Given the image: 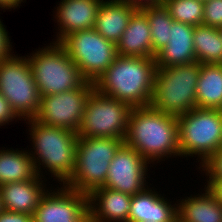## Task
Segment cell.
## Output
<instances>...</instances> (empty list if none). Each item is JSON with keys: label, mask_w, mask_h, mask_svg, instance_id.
Listing matches in <instances>:
<instances>
[{"label": "cell", "mask_w": 222, "mask_h": 222, "mask_svg": "<svg viewBox=\"0 0 222 222\" xmlns=\"http://www.w3.org/2000/svg\"><path fill=\"white\" fill-rule=\"evenodd\" d=\"M177 116L151 105L134 107L129 116L124 144L135 149L152 166L180 157Z\"/></svg>", "instance_id": "obj_1"}, {"label": "cell", "mask_w": 222, "mask_h": 222, "mask_svg": "<svg viewBox=\"0 0 222 222\" xmlns=\"http://www.w3.org/2000/svg\"><path fill=\"white\" fill-rule=\"evenodd\" d=\"M24 121L28 126L29 142L32 141L29 145L32 148L28 147L27 150L34 161L37 174L43 179L49 175L48 180L53 178L52 182L65 185L72 177L75 167L77 133L44 125L34 119Z\"/></svg>", "instance_id": "obj_2"}, {"label": "cell", "mask_w": 222, "mask_h": 222, "mask_svg": "<svg viewBox=\"0 0 222 222\" xmlns=\"http://www.w3.org/2000/svg\"><path fill=\"white\" fill-rule=\"evenodd\" d=\"M156 69L155 58L118 55L94 83L95 89L132 108L148 106L154 92Z\"/></svg>", "instance_id": "obj_3"}, {"label": "cell", "mask_w": 222, "mask_h": 222, "mask_svg": "<svg viewBox=\"0 0 222 222\" xmlns=\"http://www.w3.org/2000/svg\"><path fill=\"white\" fill-rule=\"evenodd\" d=\"M26 56L41 97L75 90L87 82L57 42L51 41Z\"/></svg>", "instance_id": "obj_4"}, {"label": "cell", "mask_w": 222, "mask_h": 222, "mask_svg": "<svg viewBox=\"0 0 222 222\" xmlns=\"http://www.w3.org/2000/svg\"><path fill=\"white\" fill-rule=\"evenodd\" d=\"M199 62L157 68L151 106L166 114L179 116L196 108Z\"/></svg>", "instance_id": "obj_5"}, {"label": "cell", "mask_w": 222, "mask_h": 222, "mask_svg": "<svg viewBox=\"0 0 222 222\" xmlns=\"http://www.w3.org/2000/svg\"><path fill=\"white\" fill-rule=\"evenodd\" d=\"M124 144L123 139L108 137L78 138L75 167L67 188L89 195L106 182L110 162Z\"/></svg>", "instance_id": "obj_6"}, {"label": "cell", "mask_w": 222, "mask_h": 222, "mask_svg": "<svg viewBox=\"0 0 222 222\" xmlns=\"http://www.w3.org/2000/svg\"><path fill=\"white\" fill-rule=\"evenodd\" d=\"M180 157L200 167L222 147V110L194 108L177 116Z\"/></svg>", "instance_id": "obj_7"}, {"label": "cell", "mask_w": 222, "mask_h": 222, "mask_svg": "<svg viewBox=\"0 0 222 222\" xmlns=\"http://www.w3.org/2000/svg\"><path fill=\"white\" fill-rule=\"evenodd\" d=\"M15 54L0 60V93L22 119H33L41 96L33 79L27 56Z\"/></svg>", "instance_id": "obj_8"}, {"label": "cell", "mask_w": 222, "mask_h": 222, "mask_svg": "<svg viewBox=\"0 0 222 222\" xmlns=\"http://www.w3.org/2000/svg\"><path fill=\"white\" fill-rule=\"evenodd\" d=\"M132 107L96 89L88 97L78 138L108 137L125 139Z\"/></svg>", "instance_id": "obj_9"}, {"label": "cell", "mask_w": 222, "mask_h": 222, "mask_svg": "<svg viewBox=\"0 0 222 222\" xmlns=\"http://www.w3.org/2000/svg\"><path fill=\"white\" fill-rule=\"evenodd\" d=\"M59 44L80 69L82 76L92 83L118 56L116 44L104 39L95 29L73 32Z\"/></svg>", "instance_id": "obj_10"}, {"label": "cell", "mask_w": 222, "mask_h": 222, "mask_svg": "<svg viewBox=\"0 0 222 222\" xmlns=\"http://www.w3.org/2000/svg\"><path fill=\"white\" fill-rule=\"evenodd\" d=\"M95 84L87 81L83 86L41 97L40 108L33 118L38 123L78 131L88 97Z\"/></svg>", "instance_id": "obj_11"}, {"label": "cell", "mask_w": 222, "mask_h": 222, "mask_svg": "<svg viewBox=\"0 0 222 222\" xmlns=\"http://www.w3.org/2000/svg\"><path fill=\"white\" fill-rule=\"evenodd\" d=\"M53 184L35 209L34 222H89L88 195Z\"/></svg>", "instance_id": "obj_12"}, {"label": "cell", "mask_w": 222, "mask_h": 222, "mask_svg": "<svg viewBox=\"0 0 222 222\" xmlns=\"http://www.w3.org/2000/svg\"><path fill=\"white\" fill-rule=\"evenodd\" d=\"M151 167L135 149L123 144L110 162L103 187L135 195L152 186L149 179L146 180L150 177L147 172Z\"/></svg>", "instance_id": "obj_13"}, {"label": "cell", "mask_w": 222, "mask_h": 222, "mask_svg": "<svg viewBox=\"0 0 222 222\" xmlns=\"http://www.w3.org/2000/svg\"><path fill=\"white\" fill-rule=\"evenodd\" d=\"M103 0H60L53 10L57 32L52 42L59 43L65 36L94 29L96 17ZM56 19V20H55Z\"/></svg>", "instance_id": "obj_14"}, {"label": "cell", "mask_w": 222, "mask_h": 222, "mask_svg": "<svg viewBox=\"0 0 222 222\" xmlns=\"http://www.w3.org/2000/svg\"><path fill=\"white\" fill-rule=\"evenodd\" d=\"M156 190L149 185L132 195L128 222H178L177 198L173 203Z\"/></svg>", "instance_id": "obj_15"}, {"label": "cell", "mask_w": 222, "mask_h": 222, "mask_svg": "<svg viewBox=\"0 0 222 222\" xmlns=\"http://www.w3.org/2000/svg\"><path fill=\"white\" fill-rule=\"evenodd\" d=\"M131 197L110 188L95 189L88 195L89 222H128Z\"/></svg>", "instance_id": "obj_16"}, {"label": "cell", "mask_w": 222, "mask_h": 222, "mask_svg": "<svg viewBox=\"0 0 222 222\" xmlns=\"http://www.w3.org/2000/svg\"><path fill=\"white\" fill-rule=\"evenodd\" d=\"M42 179L38 175L35 179L1 185L3 209L33 215L42 196L51 187L50 181ZM46 182L50 184L47 186Z\"/></svg>", "instance_id": "obj_17"}, {"label": "cell", "mask_w": 222, "mask_h": 222, "mask_svg": "<svg viewBox=\"0 0 222 222\" xmlns=\"http://www.w3.org/2000/svg\"><path fill=\"white\" fill-rule=\"evenodd\" d=\"M193 35L194 26L173 20L167 45L155 55L156 68L196 62Z\"/></svg>", "instance_id": "obj_18"}, {"label": "cell", "mask_w": 222, "mask_h": 222, "mask_svg": "<svg viewBox=\"0 0 222 222\" xmlns=\"http://www.w3.org/2000/svg\"><path fill=\"white\" fill-rule=\"evenodd\" d=\"M198 190L177 200L178 222H222V204L216 194L205 186Z\"/></svg>", "instance_id": "obj_19"}, {"label": "cell", "mask_w": 222, "mask_h": 222, "mask_svg": "<svg viewBox=\"0 0 222 222\" xmlns=\"http://www.w3.org/2000/svg\"><path fill=\"white\" fill-rule=\"evenodd\" d=\"M119 56L153 58L152 38L147 16L138 8L116 44Z\"/></svg>", "instance_id": "obj_20"}, {"label": "cell", "mask_w": 222, "mask_h": 222, "mask_svg": "<svg viewBox=\"0 0 222 222\" xmlns=\"http://www.w3.org/2000/svg\"><path fill=\"white\" fill-rule=\"evenodd\" d=\"M138 8L120 0H103L94 29L106 40L117 44Z\"/></svg>", "instance_id": "obj_21"}, {"label": "cell", "mask_w": 222, "mask_h": 222, "mask_svg": "<svg viewBox=\"0 0 222 222\" xmlns=\"http://www.w3.org/2000/svg\"><path fill=\"white\" fill-rule=\"evenodd\" d=\"M21 149V150H20ZM0 148V186L35 179L38 174L27 147Z\"/></svg>", "instance_id": "obj_22"}, {"label": "cell", "mask_w": 222, "mask_h": 222, "mask_svg": "<svg viewBox=\"0 0 222 222\" xmlns=\"http://www.w3.org/2000/svg\"><path fill=\"white\" fill-rule=\"evenodd\" d=\"M196 108L222 110V64H201Z\"/></svg>", "instance_id": "obj_23"}, {"label": "cell", "mask_w": 222, "mask_h": 222, "mask_svg": "<svg viewBox=\"0 0 222 222\" xmlns=\"http://www.w3.org/2000/svg\"><path fill=\"white\" fill-rule=\"evenodd\" d=\"M193 44L200 64H222V37L219 28L207 25L194 27Z\"/></svg>", "instance_id": "obj_24"}, {"label": "cell", "mask_w": 222, "mask_h": 222, "mask_svg": "<svg viewBox=\"0 0 222 222\" xmlns=\"http://www.w3.org/2000/svg\"><path fill=\"white\" fill-rule=\"evenodd\" d=\"M146 16L150 25L153 58L165 47L170 39V28L173 18L162 3L139 8Z\"/></svg>", "instance_id": "obj_25"}, {"label": "cell", "mask_w": 222, "mask_h": 222, "mask_svg": "<svg viewBox=\"0 0 222 222\" xmlns=\"http://www.w3.org/2000/svg\"><path fill=\"white\" fill-rule=\"evenodd\" d=\"M161 3L176 22L194 27L203 22L204 2L198 0H161Z\"/></svg>", "instance_id": "obj_26"}, {"label": "cell", "mask_w": 222, "mask_h": 222, "mask_svg": "<svg viewBox=\"0 0 222 222\" xmlns=\"http://www.w3.org/2000/svg\"><path fill=\"white\" fill-rule=\"evenodd\" d=\"M196 169H199L200 174L203 173L202 175L206 177L205 187H208L214 180H222V147Z\"/></svg>", "instance_id": "obj_27"}, {"label": "cell", "mask_w": 222, "mask_h": 222, "mask_svg": "<svg viewBox=\"0 0 222 222\" xmlns=\"http://www.w3.org/2000/svg\"><path fill=\"white\" fill-rule=\"evenodd\" d=\"M203 13V25L214 28L222 27V0L204 2Z\"/></svg>", "instance_id": "obj_28"}, {"label": "cell", "mask_w": 222, "mask_h": 222, "mask_svg": "<svg viewBox=\"0 0 222 222\" xmlns=\"http://www.w3.org/2000/svg\"><path fill=\"white\" fill-rule=\"evenodd\" d=\"M18 120L23 121L0 93V127L12 124L13 121L18 122Z\"/></svg>", "instance_id": "obj_29"}, {"label": "cell", "mask_w": 222, "mask_h": 222, "mask_svg": "<svg viewBox=\"0 0 222 222\" xmlns=\"http://www.w3.org/2000/svg\"><path fill=\"white\" fill-rule=\"evenodd\" d=\"M9 32L6 29L2 19H0V60L11 55L14 50L12 47L11 37Z\"/></svg>", "instance_id": "obj_30"}, {"label": "cell", "mask_w": 222, "mask_h": 222, "mask_svg": "<svg viewBox=\"0 0 222 222\" xmlns=\"http://www.w3.org/2000/svg\"><path fill=\"white\" fill-rule=\"evenodd\" d=\"M0 222H34V219L33 215L27 213L3 209L0 212Z\"/></svg>", "instance_id": "obj_31"}, {"label": "cell", "mask_w": 222, "mask_h": 222, "mask_svg": "<svg viewBox=\"0 0 222 222\" xmlns=\"http://www.w3.org/2000/svg\"><path fill=\"white\" fill-rule=\"evenodd\" d=\"M26 3V0H0V10H3V13L6 12L5 10H16V8H20L21 3Z\"/></svg>", "instance_id": "obj_32"}, {"label": "cell", "mask_w": 222, "mask_h": 222, "mask_svg": "<svg viewBox=\"0 0 222 222\" xmlns=\"http://www.w3.org/2000/svg\"><path fill=\"white\" fill-rule=\"evenodd\" d=\"M131 4L137 8H142L144 6H151L161 3V0H120Z\"/></svg>", "instance_id": "obj_33"}, {"label": "cell", "mask_w": 222, "mask_h": 222, "mask_svg": "<svg viewBox=\"0 0 222 222\" xmlns=\"http://www.w3.org/2000/svg\"><path fill=\"white\" fill-rule=\"evenodd\" d=\"M222 204V180H214L209 186Z\"/></svg>", "instance_id": "obj_34"}, {"label": "cell", "mask_w": 222, "mask_h": 222, "mask_svg": "<svg viewBox=\"0 0 222 222\" xmlns=\"http://www.w3.org/2000/svg\"><path fill=\"white\" fill-rule=\"evenodd\" d=\"M3 210V205H2V196L0 192V212Z\"/></svg>", "instance_id": "obj_35"}, {"label": "cell", "mask_w": 222, "mask_h": 222, "mask_svg": "<svg viewBox=\"0 0 222 222\" xmlns=\"http://www.w3.org/2000/svg\"><path fill=\"white\" fill-rule=\"evenodd\" d=\"M219 32H220V35H221V37H222V27L219 28Z\"/></svg>", "instance_id": "obj_36"}]
</instances>
